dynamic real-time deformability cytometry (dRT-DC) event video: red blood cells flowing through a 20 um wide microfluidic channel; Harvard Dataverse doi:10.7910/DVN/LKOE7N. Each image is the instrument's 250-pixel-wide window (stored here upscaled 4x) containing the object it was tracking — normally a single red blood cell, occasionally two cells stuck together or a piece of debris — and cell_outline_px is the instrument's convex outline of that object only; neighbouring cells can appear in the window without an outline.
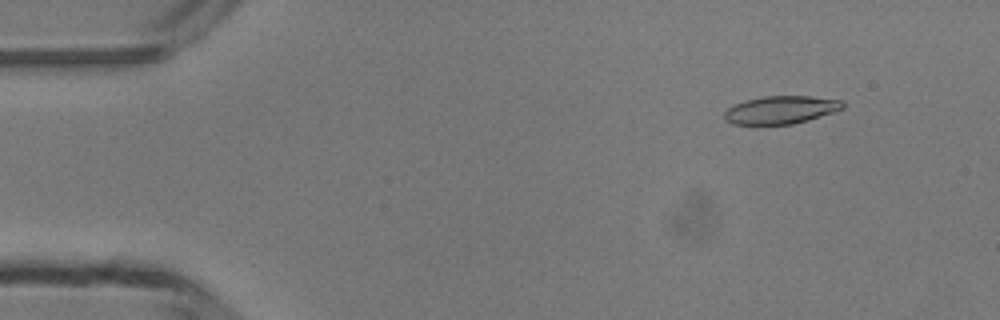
{"species": "common noctule bat (a hibernating species)", "species_latin": "Nyctalus noctula", "temperature_condition": "room temperature", "stored_images_in_passage": 6, "camera_frame_rate_fps": 3000, "um_per_image_px": 0.085, "animal": {"sex": "male", "body_mass_g": 13.3}, "frame": {"image": 1, "passage_image": 2, "time_ms": 1.333, "image_size_px": [1000, 320], "cell_outline_px": [[844, 108], [808, 120], [792, 124], [732, 124], [724, 120], [724, 112], [732, 104], [744, 100], [764, 96], [812, 96], [840, 100], [844, 104]], "centroid_in_image_um": [66.32, 9.33], "position_along_channel_um": 18.7, "area_um2": 19.25}}
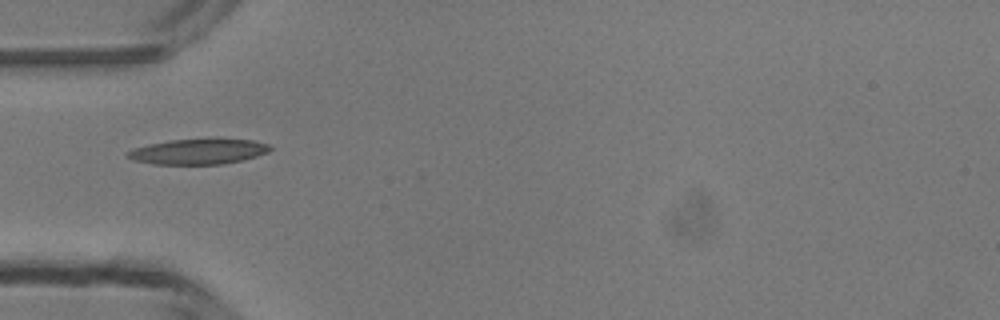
{"frame": {"image": 2, "passage_image": 5, "time_ms": 4.667, "image_size_px": [1000, 320], "cell_outline_px": [[272, 148], [268, 152], [244, 160], [224, 164], [152, 164], [132, 160], [128, 156], [128, 152], [132, 148], [148, 144], [172, 140], [216, 136], [252, 140], [268, 144]], "centroid_in_image_um": [16.91, 12.84], "position_along_channel_um": 68.1, "area_um2": 21.85}}
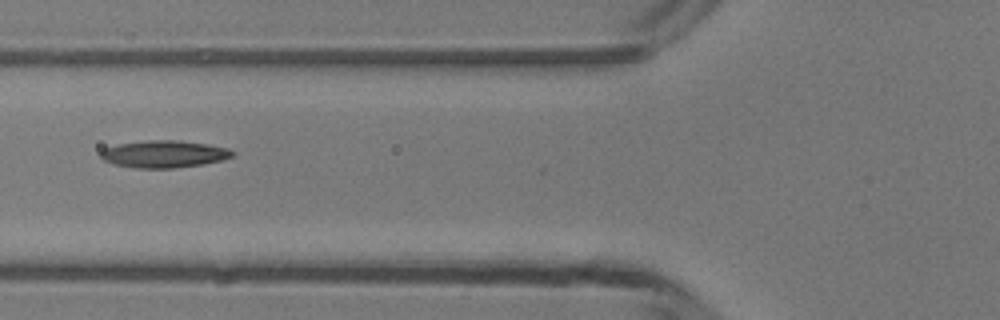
{"frame": {"image": 3, "passage_image": 6, "time_ms": 5.667, "image_size_px": [1000, 320], "cell_outline_px": [[236, 156], [204, 164], [172, 168], [136, 168], [112, 164], [104, 160], [100, 156], [100, 152], [104, 148], [116, 144], [148, 140], [180, 140], [208, 144], [228, 148], [236, 152]], "centroid_in_image_um": [13.95, 13.09], "position_along_channel_um": 111.8, "area_um2": 21.1}}